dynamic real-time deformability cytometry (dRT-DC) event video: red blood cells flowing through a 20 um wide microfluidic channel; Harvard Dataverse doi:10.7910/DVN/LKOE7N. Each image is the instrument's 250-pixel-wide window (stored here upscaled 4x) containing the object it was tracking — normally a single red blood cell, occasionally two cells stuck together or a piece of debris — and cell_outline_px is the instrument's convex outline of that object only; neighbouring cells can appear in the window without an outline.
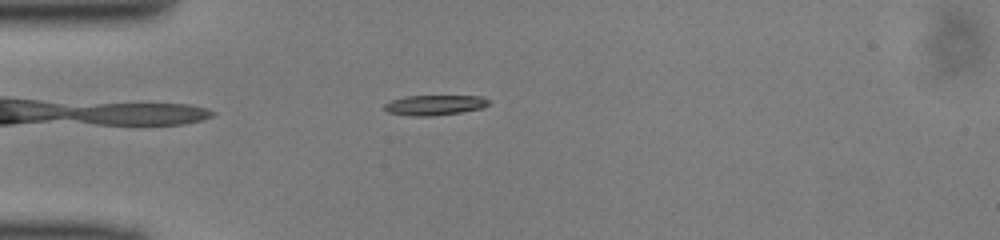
{"species": "common noctule bat (a hibernating species)", "species_latin": "Nyctalus noctula", "temperature_condition": "cold", "stored_images_in_passage": 37, "camera_frame_rate_fps": 3000, "um_per_image_px": 0.085, "animal": {"sex": "male", "body_mass_g": 13.0, "forearm_length_mm": 53.1}, "frame": {"image": 1, "passage_image": 1, "time_ms": 0.0, "image_size_px": [1000, 240], "cell_outline_px": [[488, 104], [480, 108], [460, 112], [432, 116], [408, 116], [388, 112], [384, 108], [384, 104], [392, 100], [404, 96], [484, 96], [488, 100]], "centroid_in_image_um": [36.9, 8.93], "position_along_channel_um": 48.1, "area_um2": 12.14}}
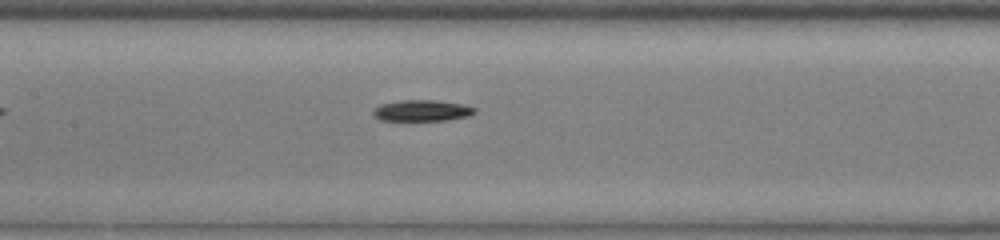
{"frame": {"image": 2, "passage_image": 11, "time_ms": 3.333, "image_size_px": [1000, 240], "cell_outline_px": [[476, 112], [468, 116], [444, 120], [380, 120], [372, 116], [372, 108], [380, 104], [400, 100], [436, 100], [460, 104], [476, 108]], "centroid_in_image_um": [35.79, 9.39], "position_along_channel_um": 171.6, "area_um2": 12.54}}
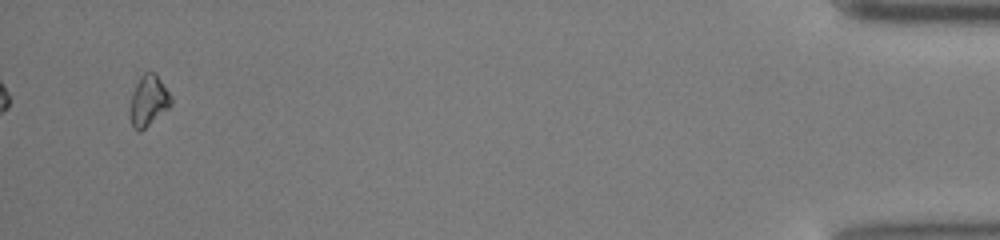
{"frame": {"image": 3, "passage_image": 35, "time_ms": 11.333, "image_size_px": [1000, 240], "cell_outline_px": [[172, 104], [168, 108], [140, 132], [132, 128], [132, 96], [136, 84], [140, 76], [144, 72], [156, 72], [172, 96]], "centroid_in_image_um": [12.67, 8.52], "position_along_channel_um": 422.5, "area_um2": 11.85}}